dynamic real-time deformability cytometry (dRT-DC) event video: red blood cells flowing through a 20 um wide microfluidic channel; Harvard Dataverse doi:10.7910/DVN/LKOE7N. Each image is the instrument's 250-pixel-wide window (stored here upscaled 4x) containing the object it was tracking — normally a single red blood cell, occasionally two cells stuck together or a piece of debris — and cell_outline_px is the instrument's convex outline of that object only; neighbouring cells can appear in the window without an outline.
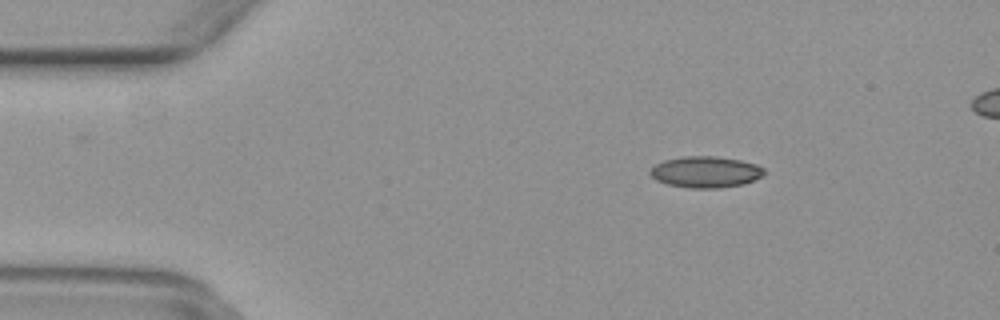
{"species": "common noctule bat (a hibernating species)", "species_latin": "Nyctalus noctula", "temperature_condition": "warm", "stored_images_in_passage": 49, "camera_frame_rate_fps": 3000, "um_per_image_px": 0.085, "animal": {"sex": "female", "body_mass_g": 29.2, "forearm_length_mm": 56.3}, "frame": {"image": 1, "passage_image": 8, "time_ms": 2.333, "image_size_px": [1000, 320], "cell_outline_px": [[764, 176], [744, 184], [720, 188], [688, 188], [668, 184], [656, 180], [648, 172], [656, 164], [664, 160], [684, 156], [716, 156], [740, 160], [756, 164], [764, 168]], "centroid_in_image_um": [59.99, 14.62], "position_along_channel_um": 25.0, "area_um2": 20.87}}
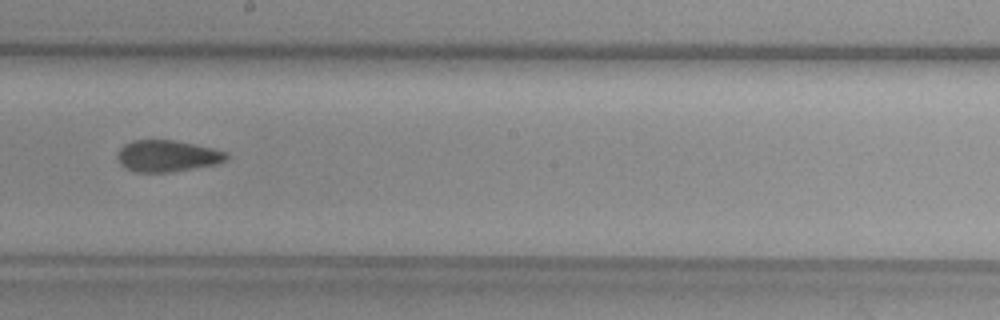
{"frame": {"image": 2, "passage_image": 28, "time_ms": 9.0, "image_size_px": [1000, 320], "cell_outline_px": [[228, 160], [216, 164], [168, 172], [136, 172], [124, 168], [120, 164], [116, 156], [120, 148], [124, 144], [132, 140], [172, 140], [212, 148], [228, 152]], "centroid_in_image_um": [14.19, 13.26], "position_along_channel_um": 234.0, "area_um2": 20.0}}
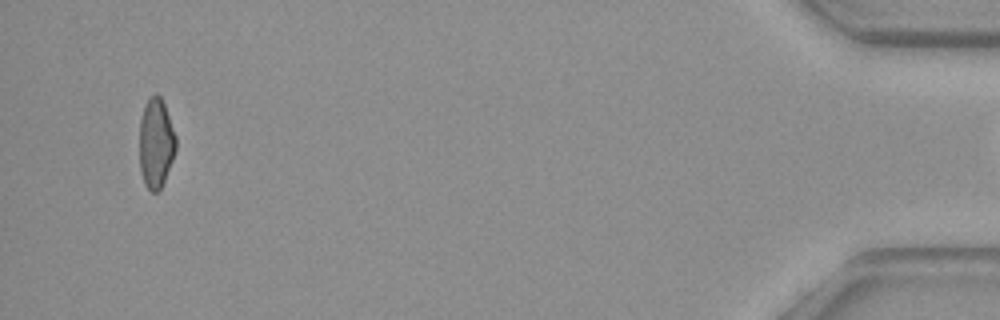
{"frame": {"image": 3, "passage_image": 48, "time_ms": 15.667, "image_size_px": [1000, 320], "cell_outline_px": [[176, 148], [172, 160], [164, 180], [160, 188], [156, 192], [152, 192], [144, 184], [140, 172], [140, 120], [144, 104], [148, 96], [156, 92], [160, 96], [164, 104], [176, 136]], "centroid_in_image_um": [13.24, 12.12], "position_along_channel_um": 422.0, "area_um2": 19.07}}